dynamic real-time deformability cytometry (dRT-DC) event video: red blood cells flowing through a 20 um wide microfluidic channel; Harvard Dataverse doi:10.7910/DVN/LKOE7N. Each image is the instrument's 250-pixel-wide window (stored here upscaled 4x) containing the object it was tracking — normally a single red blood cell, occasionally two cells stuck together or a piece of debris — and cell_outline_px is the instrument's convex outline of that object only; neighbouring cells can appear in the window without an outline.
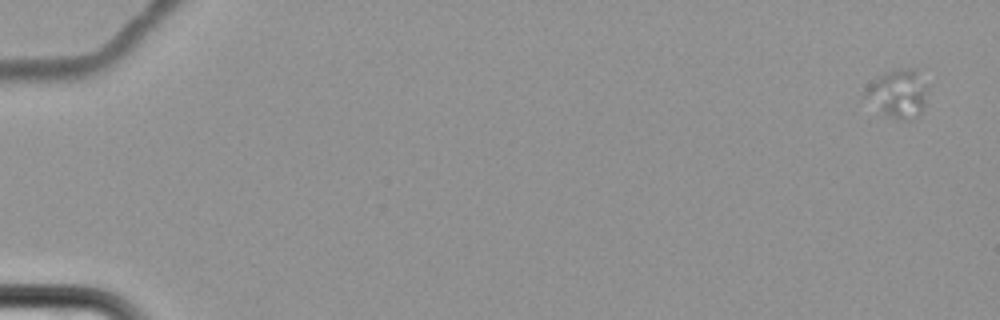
{"species": "common noctule bat (a hibernating species)", "species_latin": "Nyctalus noctula", "temperature_condition": "cold", "stored_images_in_passage": 6, "camera_frame_rate_fps": 3000, "um_per_image_px": 0.085, "animal": {"sex": "female", "body_mass_g": 22.7, "forearm_length_mm": 54.2}, "frame": {"image": 1, "passage_image": 1, "time_ms": 0.0, "image_size_px": [1000, 320], "cell_outline_px": [[928, 88], [924, 108], [912, 120], [896, 120], [884, 116], [864, 96], [864, 88], [876, 76], [884, 72], [900, 68], [916, 68]], "centroid_in_image_um": [76.32, 7.95], "position_along_channel_um": 8.7, "area_um2": 18.03}}